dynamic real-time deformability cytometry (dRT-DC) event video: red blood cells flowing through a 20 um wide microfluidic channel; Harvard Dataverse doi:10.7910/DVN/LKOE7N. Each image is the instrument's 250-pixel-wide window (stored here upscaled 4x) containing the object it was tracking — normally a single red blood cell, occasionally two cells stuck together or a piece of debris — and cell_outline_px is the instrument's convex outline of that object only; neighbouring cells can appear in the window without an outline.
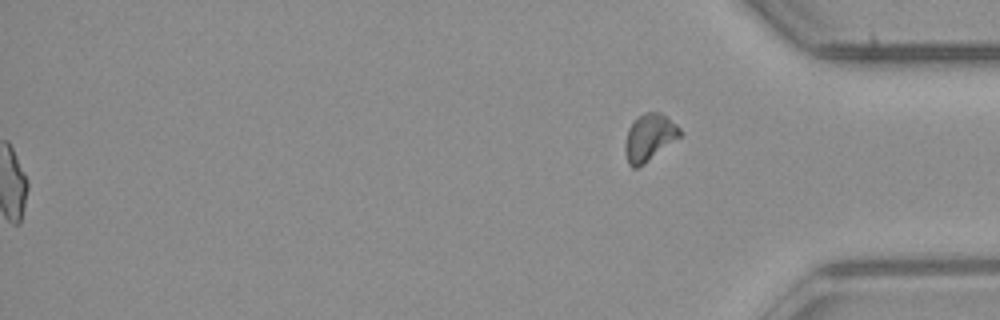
{"species": "common noctule bat (a hibernating species)", "species_latin": "Nyctalus noctula", "temperature_condition": "room temperature", "stored_images_in_passage": 54, "segment_of_instrument_passage": [2, 2], "camera_frame_rate_fps": 3000, "um_per_image_px": 0.085, "animal": {"sex": "male", "body_mass_g": 23.1, "forearm_length_mm": 52.7}, "frame": {"image": 1, "passage_image": 54, "time_ms": 17.667, "image_size_px": [1000, 320], "cell_outline_px": [[680, 136], [644, 164], [636, 168], [632, 168], [628, 164], [624, 152], [624, 144], [628, 128], [644, 112], [660, 112], [676, 124], [680, 128]], "centroid_in_image_um": [55.15, 11.7], "position_along_channel_um": 380.0, "area_um2": 14.8}}